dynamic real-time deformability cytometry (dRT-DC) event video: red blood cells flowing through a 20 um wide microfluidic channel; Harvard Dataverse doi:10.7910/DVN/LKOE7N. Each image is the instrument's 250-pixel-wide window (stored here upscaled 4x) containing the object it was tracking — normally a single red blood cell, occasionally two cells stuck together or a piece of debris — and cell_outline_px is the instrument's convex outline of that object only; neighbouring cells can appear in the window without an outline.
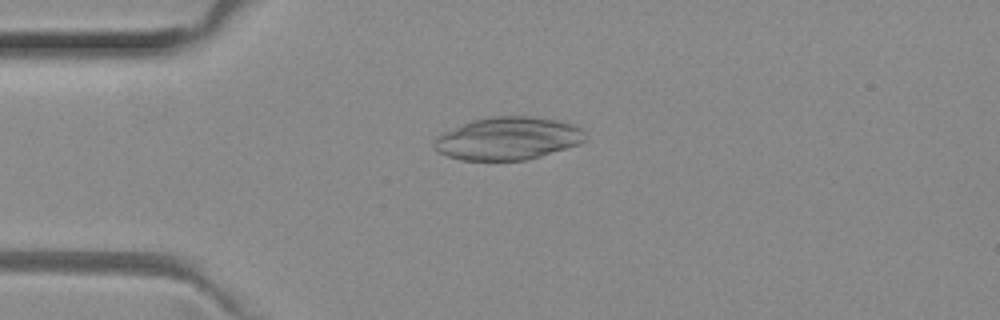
{"species": "common noctule bat (a hibernating species)", "species_latin": "Nyctalus noctula", "temperature_condition": "room temperature", "stored_images_in_passage": 50, "camera_frame_rate_fps": 3000, "um_per_image_px": 0.085, "animal": {"sex": "female", "body_mass_g": 29.2, "forearm_length_mm": 56.3}, "frame": {"image": 1, "passage_image": 12, "time_ms": 3.667, "image_size_px": [1000, 320], "cell_outline_px": [[588, 136], [580, 144], [540, 156], [524, 160], [460, 160], [448, 156], [440, 152], [432, 144], [436, 136], [440, 132], [472, 120], [488, 116], [532, 116], [560, 120], [572, 124], [580, 128]], "centroid_in_image_um": [43.16, 11.75], "position_along_channel_um": 41.8, "area_um2": 37.92}}
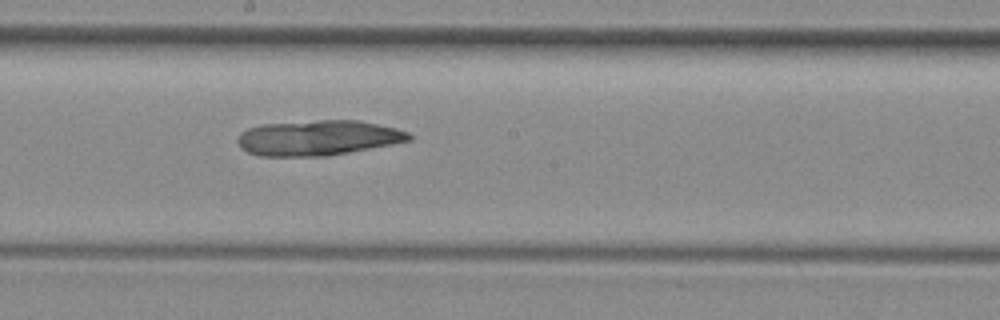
{"frame": {"image": 2, "passage_image": 27, "time_ms": 8.667, "image_size_px": [1000, 320], "cell_outline_px": [[412, 140], [348, 152], [324, 156], [260, 156], [248, 152], [240, 148], [236, 140], [240, 132], [248, 128], [260, 124], [316, 120], [360, 120], [396, 128], [408, 132], [412, 136]], "centroid_in_image_um": [26.99, 11.7], "position_along_channel_um": 221.2, "area_um2": 35.26}}
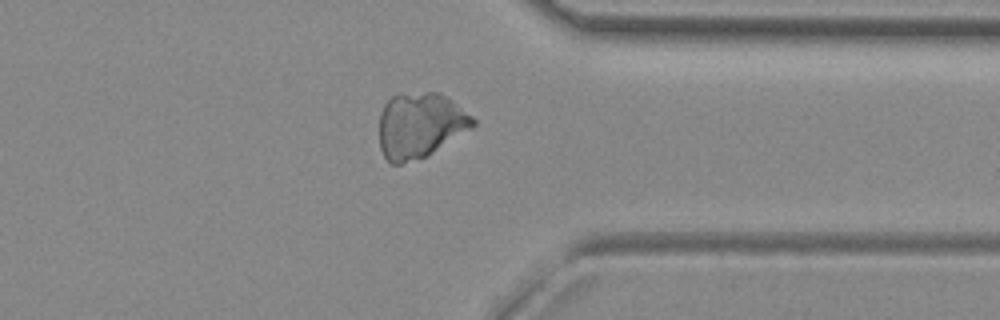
{"frame": {"image": 3, "passage_image": 39, "time_ms": 12.667, "image_size_px": [1000, 320], "cell_outline_px": [[476, 124], [472, 128], [432, 152], [424, 156], [400, 164], [392, 164], [384, 156], [380, 148], [380, 112], [384, 104], [392, 96], [400, 92], [436, 92], [452, 100], [472, 116], [476, 120]], "centroid_in_image_um": [35.69, 10.62], "position_along_channel_um": 375.7, "area_um2": 35.49}}